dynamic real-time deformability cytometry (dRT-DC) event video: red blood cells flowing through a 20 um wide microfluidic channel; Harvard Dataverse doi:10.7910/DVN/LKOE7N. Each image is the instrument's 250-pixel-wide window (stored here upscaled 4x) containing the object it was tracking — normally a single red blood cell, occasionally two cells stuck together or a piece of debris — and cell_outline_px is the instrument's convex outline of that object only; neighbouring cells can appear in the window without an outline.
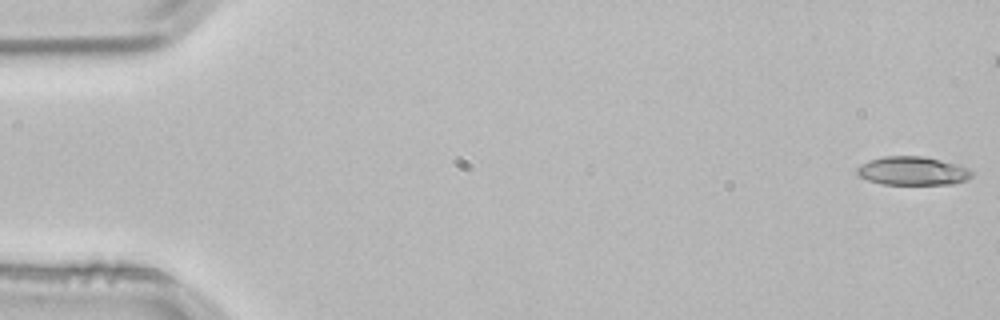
{"species": "common noctule bat (a hibernating species)", "species_latin": "Nyctalus noctula", "temperature_condition": "room temperature", "stored_images_in_passage": 12, "camera_frame_rate_fps": 3000, "um_per_image_px": 0.085, "animal": {"sex": "male", "body_mass_g": 21.5, "forearm_length_mm": 52.0}, "frame": {"image": 1, "passage_image": 1, "time_ms": 0.0, "image_size_px": [1000, 320], "cell_outline_px": [[972, 176], [968, 180], [952, 184], [884, 184], [868, 180], [856, 176], [856, 168], [860, 164], [868, 160], [884, 156], [924, 156], [960, 164], [968, 168], [972, 172]], "centroid_in_image_um": [77.57, 14.52], "position_along_channel_um": 7.4, "area_um2": 19.42}}